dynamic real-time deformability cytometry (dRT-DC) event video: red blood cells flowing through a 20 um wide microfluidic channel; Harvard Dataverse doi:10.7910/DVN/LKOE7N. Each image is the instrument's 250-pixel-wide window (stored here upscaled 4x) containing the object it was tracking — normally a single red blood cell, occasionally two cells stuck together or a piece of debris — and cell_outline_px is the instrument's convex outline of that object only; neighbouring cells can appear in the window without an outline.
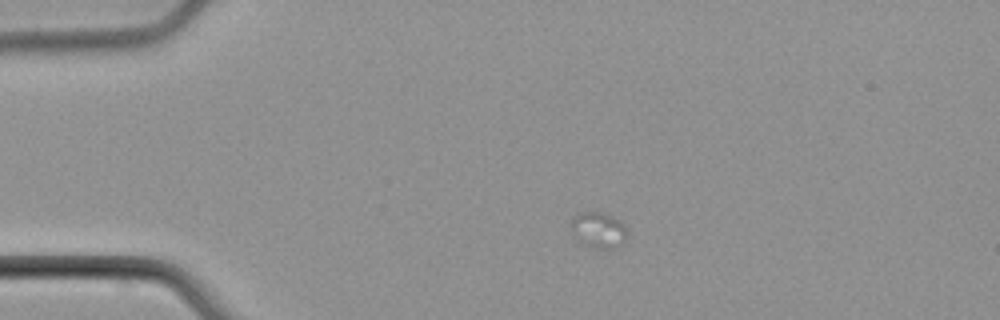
{"species": "common noctule bat (a hibernating species)", "species_latin": "Nyctalus noctula", "temperature_condition": "cold", "stored_images_in_passage": 4, "camera_frame_rate_fps": 3000, "um_per_image_px": 0.085, "animal": {"sex": "male", "body_mass_g": 21.5, "forearm_length_mm": 52.0}, "frame": {"image": 1, "passage_image": 2, "time_ms": 1.333, "image_size_px": [1000, 320], "cell_outline_px": [[628, 236], [616, 248], [596, 248], [572, 236], [572, 216], [580, 212], [600, 212], [616, 220], [628, 232]], "centroid_in_image_um": [50.84, 19.55], "position_along_channel_um": 34.2, "area_um2": 11.21}}